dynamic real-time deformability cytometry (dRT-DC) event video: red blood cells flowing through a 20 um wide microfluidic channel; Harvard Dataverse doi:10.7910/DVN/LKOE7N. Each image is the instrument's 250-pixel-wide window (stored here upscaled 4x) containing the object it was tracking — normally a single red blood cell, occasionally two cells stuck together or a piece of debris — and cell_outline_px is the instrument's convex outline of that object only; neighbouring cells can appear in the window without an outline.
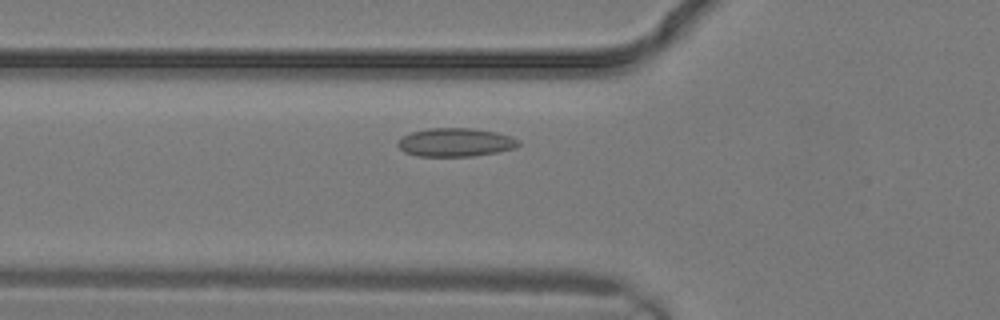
{"species": "common noctule bat (a hibernating species)", "species_latin": "Nyctalus noctula", "temperature_condition": "warm", "stored_images_in_passage": 2, "camera_frame_rate_fps": 3000, "um_per_image_px": 0.085, "animal": {"sex": "male", "body_mass_g": 19.2, "forearm_length_mm": 51.8}, "frame": {"image": 1, "passage_image": 2, "time_ms": 0.333, "image_size_px": [1000, 320], "cell_outline_px": [[520, 144], [516, 148], [496, 152], [472, 156], [416, 156], [404, 152], [396, 144], [404, 136], [412, 132], [428, 128], [472, 128], [496, 132], [512, 136], [520, 140]], "centroid_in_image_um": [38.74, 12.1], "position_along_channel_um": 87.1, "area_um2": 20.06}}